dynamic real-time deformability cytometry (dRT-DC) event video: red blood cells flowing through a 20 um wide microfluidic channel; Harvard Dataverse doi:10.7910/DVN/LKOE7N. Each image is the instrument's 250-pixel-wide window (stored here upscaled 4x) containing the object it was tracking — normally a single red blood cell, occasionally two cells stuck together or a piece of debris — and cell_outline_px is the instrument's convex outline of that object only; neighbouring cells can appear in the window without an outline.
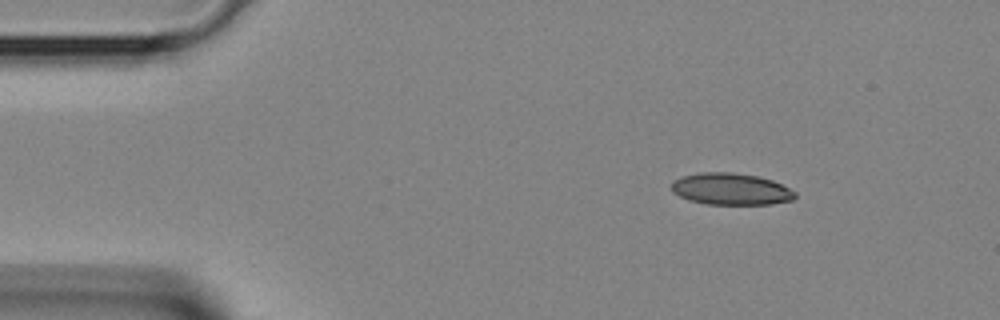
{"species": "Egyptian fruit bat (a non-hibernating species)", "species_latin": "Rousettus aegyptiacus", "temperature_condition": "room temperature", "stored_images_in_passage": 2, "camera_frame_rate_fps": 3000, "um_per_image_px": 0.085, "animal": {"sex": "female"}, "frame": {"image": 1, "passage_image": 1, "time_ms": 0.0, "image_size_px": [1000, 320], "cell_outline_px": [[796, 196], [792, 200], [772, 204], [708, 204], [688, 200], [672, 192], [672, 180], [684, 176], [700, 172], [732, 172], [756, 176], [772, 180], [796, 192]], "centroid_in_image_um": [62.11, 16.07], "position_along_channel_um": 22.9, "area_um2": 22.77}}